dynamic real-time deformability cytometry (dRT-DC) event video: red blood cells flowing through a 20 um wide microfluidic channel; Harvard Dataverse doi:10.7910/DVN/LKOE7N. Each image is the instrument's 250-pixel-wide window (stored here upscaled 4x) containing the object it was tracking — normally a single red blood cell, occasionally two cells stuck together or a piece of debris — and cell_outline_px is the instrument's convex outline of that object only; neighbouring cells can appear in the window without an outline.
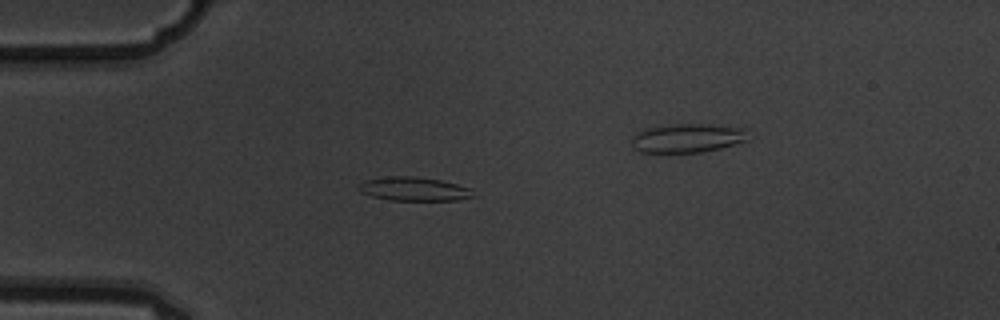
{"species": "common noctule bat (a hibernating species)", "species_latin": "Nyctalus noctula", "temperature_condition": "warm", "stored_images_in_passage": 2, "camera_frame_rate_fps": 3000, "um_per_image_px": 0.085, "animal": {"sex": "male", "body_mass_g": 19.5, "forearm_length_mm": 54.6}, "frame": {"image": 1, "passage_image": 1, "time_ms": 0.0, "image_size_px": [1000, 320], "cell_outline_px": [[476, 196], [456, 200], [388, 200], [372, 196], [360, 192], [356, 188], [364, 180], [388, 176], [416, 176], [440, 180], [472, 188]], "centroid_in_image_um": [35.18, 16.06], "position_along_channel_um": 49.8, "area_um2": 16.01}}